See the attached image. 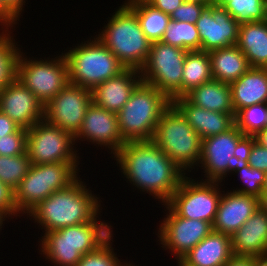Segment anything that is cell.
<instances>
[{
  "mask_svg": "<svg viewBox=\"0 0 267 266\" xmlns=\"http://www.w3.org/2000/svg\"><path fill=\"white\" fill-rule=\"evenodd\" d=\"M247 137L234 125L231 129L202 140L199 164L206 181L222 182L228 173L248 165L244 146Z\"/></svg>",
  "mask_w": 267,
  "mask_h": 266,
  "instance_id": "9",
  "label": "cell"
},
{
  "mask_svg": "<svg viewBox=\"0 0 267 266\" xmlns=\"http://www.w3.org/2000/svg\"><path fill=\"white\" fill-rule=\"evenodd\" d=\"M235 256L260 257L267 253V213L260 207L231 235Z\"/></svg>",
  "mask_w": 267,
  "mask_h": 266,
  "instance_id": "22",
  "label": "cell"
},
{
  "mask_svg": "<svg viewBox=\"0 0 267 266\" xmlns=\"http://www.w3.org/2000/svg\"><path fill=\"white\" fill-rule=\"evenodd\" d=\"M253 139L261 146L267 148V127L260 131Z\"/></svg>",
  "mask_w": 267,
  "mask_h": 266,
  "instance_id": "46",
  "label": "cell"
},
{
  "mask_svg": "<svg viewBox=\"0 0 267 266\" xmlns=\"http://www.w3.org/2000/svg\"><path fill=\"white\" fill-rule=\"evenodd\" d=\"M171 103L156 87L141 82L117 113L124 142L151 141L162 113Z\"/></svg>",
  "mask_w": 267,
  "mask_h": 266,
  "instance_id": "4",
  "label": "cell"
},
{
  "mask_svg": "<svg viewBox=\"0 0 267 266\" xmlns=\"http://www.w3.org/2000/svg\"><path fill=\"white\" fill-rule=\"evenodd\" d=\"M224 266H257V258L233 255Z\"/></svg>",
  "mask_w": 267,
  "mask_h": 266,
  "instance_id": "44",
  "label": "cell"
},
{
  "mask_svg": "<svg viewBox=\"0 0 267 266\" xmlns=\"http://www.w3.org/2000/svg\"><path fill=\"white\" fill-rule=\"evenodd\" d=\"M98 199L78 178L67 188L53 192L27 215L45 232L54 231L91 221L100 214Z\"/></svg>",
  "mask_w": 267,
  "mask_h": 266,
  "instance_id": "2",
  "label": "cell"
},
{
  "mask_svg": "<svg viewBox=\"0 0 267 266\" xmlns=\"http://www.w3.org/2000/svg\"><path fill=\"white\" fill-rule=\"evenodd\" d=\"M8 218V216H6L4 213H2L1 211H0V229L2 228L1 226H2V224H3V221L4 220H6V219H4V218Z\"/></svg>",
  "mask_w": 267,
  "mask_h": 266,
  "instance_id": "50",
  "label": "cell"
},
{
  "mask_svg": "<svg viewBox=\"0 0 267 266\" xmlns=\"http://www.w3.org/2000/svg\"><path fill=\"white\" fill-rule=\"evenodd\" d=\"M27 129L19 128L15 133L0 137V155L17 156L26 153Z\"/></svg>",
  "mask_w": 267,
  "mask_h": 266,
  "instance_id": "37",
  "label": "cell"
},
{
  "mask_svg": "<svg viewBox=\"0 0 267 266\" xmlns=\"http://www.w3.org/2000/svg\"><path fill=\"white\" fill-rule=\"evenodd\" d=\"M91 103V90L68 83L44 105L43 120L75 136L82 126L86 110Z\"/></svg>",
  "mask_w": 267,
  "mask_h": 266,
  "instance_id": "14",
  "label": "cell"
},
{
  "mask_svg": "<svg viewBox=\"0 0 267 266\" xmlns=\"http://www.w3.org/2000/svg\"><path fill=\"white\" fill-rule=\"evenodd\" d=\"M147 0H128L127 2L125 1V3H138V2H146Z\"/></svg>",
  "mask_w": 267,
  "mask_h": 266,
  "instance_id": "51",
  "label": "cell"
},
{
  "mask_svg": "<svg viewBox=\"0 0 267 266\" xmlns=\"http://www.w3.org/2000/svg\"><path fill=\"white\" fill-rule=\"evenodd\" d=\"M19 128L9 116L0 111V137L15 133Z\"/></svg>",
  "mask_w": 267,
  "mask_h": 266,
  "instance_id": "42",
  "label": "cell"
},
{
  "mask_svg": "<svg viewBox=\"0 0 267 266\" xmlns=\"http://www.w3.org/2000/svg\"><path fill=\"white\" fill-rule=\"evenodd\" d=\"M30 165L27 152L17 156L0 155V180L15 190L27 175Z\"/></svg>",
  "mask_w": 267,
  "mask_h": 266,
  "instance_id": "34",
  "label": "cell"
},
{
  "mask_svg": "<svg viewBox=\"0 0 267 266\" xmlns=\"http://www.w3.org/2000/svg\"><path fill=\"white\" fill-rule=\"evenodd\" d=\"M151 141L184 173L199 166L202 139L172 103L162 113Z\"/></svg>",
  "mask_w": 267,
  "mask_h": 266,
  "instance_id": "6",
  "label": "cell"
},
{
  "mask_svg": "<svg viewBox=\"0 0 267 266\" xmlns=\"http://www.w3.org/2000/svg\"><path fill=\"white\" fill-rule=\"evenodd\" d=\"M75 143L71 133L44 120L27 129L26 152L31 164L79 162Z\"/></svg>",
  "mask_w": 267,
  "mask_h": 266,
  "instance_id": "13",
  "label": "cell"
},
{
  "mask_svg": "<svg viewBox=\"0 0 267 266\" xmlns=\"http://www.w3.org/2000/svg\"><path fill=\"white\" fill-rule=\"evenodd\" d=\"M45 232L40 245L42 253L55 266H76L83 255L98 249L113 234L111 227L97 220Z\"/></svg>",
  "mask_w": 267,
  "mask_h": 266,
  "instance_id": "3",
  "label": "cell"
},
{
  "mask_svg": "<svg viewBox=\"0 0 267 266\" xmlns=\"http://www.w3.org/2000/svg\"><path fill=\"white\" fill-rule=\"evenodd\" d=\"M86 139L93 144H98L111 149L114 155L125 144L121 137L117 113L108 111L95 105L93 102L88 106L79 132L74 136L78 141Z\"/></svg>",
  "mask_w": 267,
  "mask_h": 266,
  "instance_id": "18",
  "label": "cell"
},
{
  "mask_svg": "<svg viewBox=\"0 0 267 266\" xmlns=\"http://www.w3.org/2000/svg\"><path fill=\"white\" fill-rule=\"evenodd\" d=\"M187 50L153 42L145 64L139 70L142 82L156 87L171 102L182 97L183 66Z\"/></svg>",
  "mask_w": 267,
  "mask_h": 266,
  "instance_id": "10",
  "label": "cell"
},
{
  "mask_svg": "<svg viewBox=\"0 0 267 266\" xmlns=\"http://www.w3.org/2000/svg\"><path fill=\"white\" fill-rule=\"evenodd\" d=\"M184 97L193 105L209 111L235 114L228 83L211 80L190 90Z\"/></svg>",
  "mask_w": 267,
  "mask_h": 266,
  "instance_id": "26",
  "label": "cell"
},
{
  "mask_svg": "<svg viewBox=\"0 0 267 266\" xmlns=\"http://www.w3.org/2000/svg\"><path fill=\"white\" fill-rule=\"evenodd\" d=\"M161 41L187 51H201V41L196 24L170 20Z\"/></svg>",
  "mask_w": 267,
  "mask_h": 266,
  "instance_id": "31",
  "label": "cell"
},
{
  "mask_svg": "<svg viewBox=\"0 0 267 266\" xmlns=\"http://www.w3.org/2000/svg\"><path fill=\"white\" fill-rule=\"evenodd\" d=\"M77 45L63 53L68 63L69 83L92 91L125 69L97 35L94 40Z\"/></svg>",
  "mask_w": 267,
  "mask_h": 266,
  "instance_id": "7",
  "label": "cell"
},
{
  "mask_svg": "<svg viewBox=\"0 0 267 266\" xmlns=\"http://www.w3.org/2000/svg\"><path fill=\"white\" fill-rule=\"evenodd\" d=\"M240 24L224 9L210 3L196 21L201 51L236 45Z\"/></svg>",
  "mask_w": 267,
  "mask_h": 266,
  "instance_id": "17",
  "label": "cell"
},
{
  "mask_svg": "<svg viewBox=\"0 0 267 266\" xmlns=\"http://www.w3.org/2000/svg\"><path fill=\"white\" fill-rule=\"evenodd\" d=\"M172 104L180 111L201 139L224 133L235 125V114L209 111L191 104L184 96L175 98Z\"/></svg>",
  "mask_w": 267,
  "mask_h": 266,
  "instance_id": "21",
  "label": "cell"
},
{
  "mask_svg": "<svg viewBox=\"0 0 267 266\" xmlns=\"http://www.w3.org/2000/svg\"><path fill=\"white\" fill-rule=\"evenodd\" d=\"M184 0H147L146 2L152 7L161 10L165 14L171 15Z\"/></svg>",
  "mask_w": 267,
  "mask_h": 266,
  "instance_id": "41",
  "label": "cell"
},
{
  "mask_svg": "<svg viewBox=\"0 0 267 266\" xmlns=\"http://www.w3.org/2000/svg\"><path fill=\"white\" fill-rule=\"evenodd\" d=\"M169 214L164 218L158 231L161 245L169 249L178 262L213 230L204 220L177 216L166 204Z\"/></svg>",
  "mask_w": 267,
  "mask_h": 266,
  "instance_id": "15",
  "label": "cell"
},
{
  "mask_svg": "<svg viewBox=\"0 0 267 266\" xmlns=\"http://www.w3.org/2000/svg\"><path fill=\"white\" fill-rule=\"evenodd\" d=\"M22 53L16 62V78L45 105L69 83L66 58L62 53L51 60H28Z\"/></svg>",
  "mask_w": 267,
  "mask_h": 266,
  "instance_id": "11",
  "label": "cell"
},
{
  "mask_svg": "<svg viewBox=\"0 0 267 266\" xmlns=\"http://www.w3.org/2000/svg\"><path fill=\"white\" fill-rule=\"evenodd\" d=\"M212 80L211 59L208 52L188 51L182 76V96L193 88Z\"/></svg>",
  "mask_w": 267,
  "mask_h": 266,
  "instance_id": "28",
  "label": "cell"
},
{
  "mask_svg": "<svg viewBox=\"0 0 267 266\" xmlns=\"http://www.w3.org/2000/svg\"><path fill=\"white\" fill-rule=\"evenodd\" d=\"M260 208L267 213V191H263L261 197L259 198Z\"/></svg>",
  "mask_w": 267,
  "mask_h": 266,
  "instance_id": "47",
  "label": "cell"
},
{
  "mask_svg": "<svg viewBox=\"0 0 267 266\" xmlns=\"http://www.w3.org/2000/svg\"><path fill=\"white\" fill-rule=\"evenodd\" d=\"M257 266H267V253L257 258Z\"/></svg>",
  "mask_w": 267,
  "mask_h": 266,
  "instance_id": "48",
  "label": "cell"
},
{
  "mask_svg": "<svg viewBox=\"0 0 267 266\" xmlns=\"http://www.w3.org/2000/svg\"><path fill=\"white\" fill-rule=\"evenodd\" d=\"M259 198L227 191L221 195L212 230L234 234L259 208Z\"/></svg>",
  "mask_w": 267,
  "mask_h": 266,
  "instance_id": "19",
  "label": "cell"
},
{
  "mask_svg": "<svg viewBox=\"0 0 267 266\" xmlns=\"http://www.w3.org/2000/svg\"><path fill=\"white\" fill-rule=\"evenodd\" d=\"M263 191H267V173H266V177H265V185L263 187Z\"/></svg>",
  "mask_w": 267,
  "mask_h": 266,
  "instance_id": "52",
  "label": "cell"
},
{
  "mask_svg": "<svg viewBox=\"0 0 267 266\" xmlns=\"http://www.w3.org/2000/svg\"><path fill=\"white\" fill-rule=\"evenodd\" d=\"M114 157L129 183L163 204L187 174L152 141L125 142Z\"/></svg>",
  "mask_w": 267,
  "mask_h": 266,
  "instance_id": "1",
  "label": "cell"
},
{
  "mask_svg": "<svg viewBox=\"0 0 267 266\" xmlns=\"http://www.w3.org/2000/svg\"><path fill=\"white\" fill-rule=\"evenodd\" d=\"M221 182H195L185 176L171 198L165 203L177 216L204 220L213 224L222 195Z\"/></svg>",
  "mask_w": 267,
  "mask_h": 266,
  "instance_id": "12",
  "label": "cell"
},
{
  "mask_svg": "<svg viewBox=\"0 0 267 266\" xmlns=\"http://www.w3.org/2000/svg\"><path fill=\"white\" fill-rule=\"evenodd\" d=\"M236 46L250 67L267 68V20L241 23Z\"/></svg>",
  "mask_w": 267,
  "mask_h": 266,
  "instance_id": "25",
  "label": "cell"
},
{
  "mask_svg": "<svg viewBox=\"0 0 267 266\" xmlns=\"http://www.w3.org/2000/svg\"><path fill=\"white\" fill-rule=\"evenodd\" d=\"M8 29L0 33V90L16 77V62L20 52Z\"/></svg>",
  "mask_w": 267,
  "mask_h": 266,
  "instance_id": "33",
  "label": "cell"
},
{
  "mask_svg": "<svg viewBox=\"0 0 267 266\" xmlns=\"http://www.w3.org/2000/svg\"><path fill=\"white\" fill-rule=\"evenodd\" d=\"M244 152L251 167L267 173V148L261 146L253 138H247Z\"/></svg>",
  "mask_w": 267,
  "mask_h": 266,
  "instance_id": "38",
  "label": "cell"
},
{
  "mask_svg": "<svg viewBox=\"0 0 267 266\" xmlns=\"http://www.w3.org/2000/svg\"><path fill=\"white\" fill-rule=\"evenodd\" d=\"M267 103L254 104L240 109L234 117L235 126L247 138L255 137L266 128Z\"/></svg>",
  "mask_w": 267,
  "mask_h": 266,
  "instance_id": "32",
  "label": "cell"
},
{
  "mask_svg": "<svg viewBox=\"0 0 267 266\" xmlns=\"http://www.w3.org/2000/svg\"><path fill=\"white\" fill-rule=\"evenodd\" d=\"M235 173H238V175L240 174L239 176L245 185L243 188H238V190L236 188L233 192L252 195L257 198L261 197L266 177V173L264 171L253 168L248 164L242 169L237 170Z\"/></svg>",
  "mask_w": 267,
  "mask_h": 266,
  "instance_id": "36",
  "label": "cell"
},
{
  "mask_svg": "<svg viewBox=\"0 0 267 266\" xmlns=\"http://www.w3.org/2000/svg\"><path fill=\"white\" fill-rule=\"evenodd\" d=\"M229 85L235 114L245 107L267 103V68L250 67Z\"/></svg>",
  "mask_w": 267,
  "mask_h": 266,
  "instance_id": "24",
  "label": "cell"
},
{
  "mask_svg": "<svg viewBox=\"0 0 267 266\" xmlns=\"http://www.w3.org/2000/svg\"><path fill=\"white\" fill-rule=\"evenodd\" d=\"M211 3L224 8L239 24L267 20L265 0H213Z\"/></svg>",
  "mask_w": 267,
  "mask_h": 266,
  "instance_id": "30",
  "label": "cell"
},
{
  "mask_svg": "<svg viewBox=\"0 0 267 266\" xmlns=\"http://www.w3.org/2000/svg\"><path fill=\"white\" fill-rule=\"evenodd\" d=\"M232 256L231 236L212 231L178 262V266H224Z\"/></svg>",
  "mask_w": 267,
  "mask_h": 266,
  "instance_id": "23",
  "label": "cell"
},
{
  "mask_svg": "<svg viewBox=\"0 0 267 266\" xmlns=\"http://www.w3.org/2000/svg\"><path fill=\"white\" fill-rule=\"evenodd\" d=\"M184 2H191V3H211L209 0H184Z\"/></svg>",
  "mask_w": 267,
  "mask_h": 266,
  "instance_id": "49",
  "label": "cell"
},
{
  "mask_svg": "<svg viewBox=\"0 0 267 266\" xmlns=\"http://www.w3.org/2000/svg\"><path fill=\"white\" fill-rule=\"evenodd\" d=\"M208 53L213 80L230 84L250 68L246 56L236 45L211 50Z\"/></svg>",
  "mask_w": 267,
  "mask_h": 266,
  "instance_id": "27",
  "label": "cell"
},
{
  "mask_svg": "<svg viewBox=\"0 0 267 266\" xmlns=\"http://www.w3.org/2000/svg\"><path fill=\"white\" fill-rule=\"evenodd\" d=\"M113 235L98 249L82 256L76 266H128V263L120 262L111 246Z\"/></svg>",
  "mask_w": 267,
  "mask_h": 266,
  "instance_id": "35",
  "label": "cell"
},
{
  "mask_svg": "<svg viewBox=\"0 0 267 266\" xmlns=\"http://www.w3.org/2000/svg\"><path fill=\"white\" fill-rule=\"evenodd\" d=\"M210 3H191L184 2L171 13L170 19L196 24L203 10Z\"/></svg>",
  "mask_w": 267,
  "mask_h": 266,
  "instance_id": "39",
  "label": "cell"
},
{
  "mask_svg": "<svg viewBox=\"0 0 267 266\" xmlns=\"http://www.w3.org/2000/svg\"><path fill=\"white\" fill-rule=\"evenodd\" d=\"M0 211L6 216L18 215L15 203V190L0 180Z\"/></svg>",
  "mask_w": 267,
  "mask_h": 266,
  "instance_id": "40",
  "label": "cell"
},
{
  "mask_svg": "<svg viewBox=\"0 0 267 266\" xmlns=\"http://www.w3.org/2000/svg\"><path fill=\"white\" fill-rule=\"evenodd\" d=\"M141 82L139 70L125 68L117 76L99 84L91 91L92 102L108 111L118 113Z\"/></svg>",
  "mask_w": 267,
  "mask_h": 266,
  "instance_id": "20",
  "label": "cell"
},
{
  "mask_svg": "<svg viewBox=\"0 0 267 266\" xmlns=\"http://www.w3.org/2000/svg\"><path fill=\"white\" fill-rule=\"evenodd\" d=\"M124 4L137 15L141 29L151 43L162 40L171 20L170 15L152 7L147 2Z\"/></svg>",
  "mask_w": 267,
  "mask_h": 266,
  "instance_id": "29",
  "label": "cell"
},
{
  "mask_svg": "<svg viewBox=\"0 0 267 266\" xmlns=\"http://www.w3.org/2000/svg\"><path fill=\"white\" fill-rule=\"evenodd\" d=\"M78 163L31 164L27 175L15 189V203L19 215L28 213L53 192L65 189L75 182L78 179Z\"/></svg>",
  "mask_w": 267,
  "mask_h": 266,
  "instance_id": "8",
  "label": "cell"
},
{
  "mask_svg": "<svg viewBox=\"0 0 267 266\" xmlns=\"http://www.w3.org/2000/svg\"><path fill=\"white\" fill-rule=\"evenodd\" d=\"M17 17L4 5L3 0H0V25L5 28L13 27L17 22Z\"/></svg>",
  "mask_w": 267,
  "mask_h": 266,
  "instance_id": "43",
  "label": "cell"
},
{
  "mask_svg": "<svg viewBox=\"0 0 267 266\" xmlns=\"http://www.w3.org/2000/svg\"><path fill=\"white\" fill-rule=\"evenodd\" d=\"M114 13L97 38L125 68L140 70L152 43L142 31L137 15L126 4Z\"/></svg>",
  "mask_w": 267,
  "mask_h": 266,
  "instance_id": "5",
  "label": "cell"
},
{
  "mask_svg": "<svg viewBox=\"0 0 267 266\" xmlns=\"http://www.w3.org/2000/svg\"><path fill=\"white\" fill-rule=\"evenodd\" d=\"M4 5L17 17L20 18L25 0H3Z\"/></svg>",
  "mask_w": 267,
  "mask_h": 266,
  "instance_id": "45",
  "label": "cell"
},
{
  "mask_svg": "<svg viewBox=\"0 0 267 266\" xmlns=\"http://www.w3.org/2000/svg\"><path fill=\"white\" fill-rule=\"evenodd\" d=\"M0 111L25 129L44 117L43 103L16 77L0 90Z\"/></svg>",
  "mask_w": 267,
  "mask_h": 266,
  "instance_id": "16",
  "label": "cell"
}]
</instances>
